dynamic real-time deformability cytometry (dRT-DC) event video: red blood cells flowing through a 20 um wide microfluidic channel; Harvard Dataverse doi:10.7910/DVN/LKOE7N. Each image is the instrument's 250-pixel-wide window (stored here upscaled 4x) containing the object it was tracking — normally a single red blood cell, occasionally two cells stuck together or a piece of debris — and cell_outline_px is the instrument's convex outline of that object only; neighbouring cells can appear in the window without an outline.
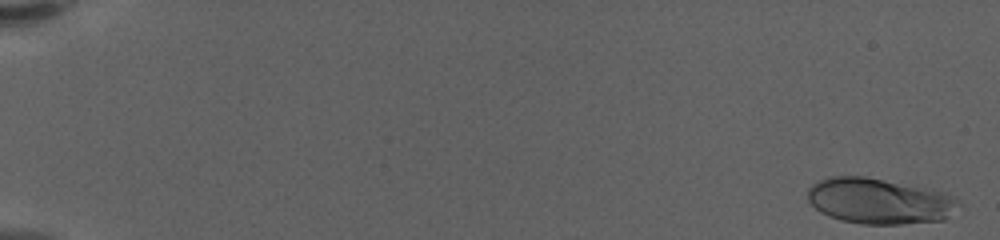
{"species": "human", "species_latin": "Homo sapiens", "temperature_condition": "warm", "stored_images_in_passage": 61, "camera_frame_rate_fps": 3000, "um_per_image_px": 0.085, "donor": {"sex": "female"}, "frame": {"image": 1, "passage_image": 2, "time_ms": 0.333, "image_size_px": [1000, 240], "cell_outline_px": [[960, 204], [944, 220], [900, 224], [860, 224], [840, 220], [828, 216], [820, 212], [808, 200], [808, 188], [812, 184], [820, 180], [832, 176], [864, 176], [944, 192], [952, 196]], "centroid_in_image_um": [74.69, 17.1], "position_along_channel_um": 10.3, "area_um2": 39.88}}
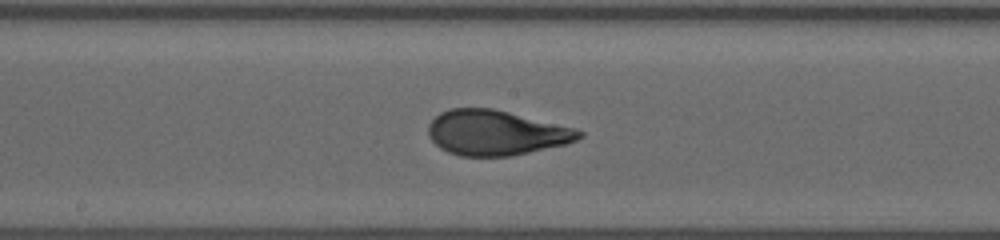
{"frame": {"image": 2, "passage_image": 35, "time_ms": 11.333, "image_size_px": [1000, 240], "cell_outline_px": [[584, 136], [576, 140], [564, 144], [512, 156], [460, 156], [448, 152], [440, 148], [428, 136], [428, 124], [440, 112], [448, 108], [492, 108], [576, 128], [584, 132]], "centroid_in_image_um": [42.14, 11.28], "position_along_channel_um": 206.1, "area_um2": 39.54}}
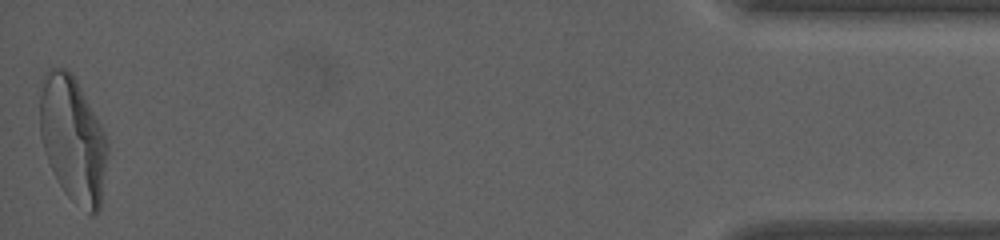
{"frame": {"image": 3, "passage_image": 61, "time_ms": 20.0, "image_size_px": [1000, 240], "cell_outline_px": [[108, 152], [100, 208], [96, 216], [92, 216], [72, 200], [64, 192], [48, 160], [40, 136], [40, 96], [44, 80], [48, 72], [52, 68], [64, 68], [72, 72], [100, 124], [104, 132], [108, 144]], "centroid_in_image_um": [6.22, 11.87], "position_along_channel_um": 429.0, "area_um2": 48.84}, "authors_computed_cell_mechanics": {"area_um2": 39.304, "velocity_mm_per_s": 3.4938, "shape_relaxation_time_tau1_ms": 6.0718, "shape_relaxation_time_tau2_ms": null, "deformation_change_tau1": 0.2495, "deformation_change_tau2": null}}